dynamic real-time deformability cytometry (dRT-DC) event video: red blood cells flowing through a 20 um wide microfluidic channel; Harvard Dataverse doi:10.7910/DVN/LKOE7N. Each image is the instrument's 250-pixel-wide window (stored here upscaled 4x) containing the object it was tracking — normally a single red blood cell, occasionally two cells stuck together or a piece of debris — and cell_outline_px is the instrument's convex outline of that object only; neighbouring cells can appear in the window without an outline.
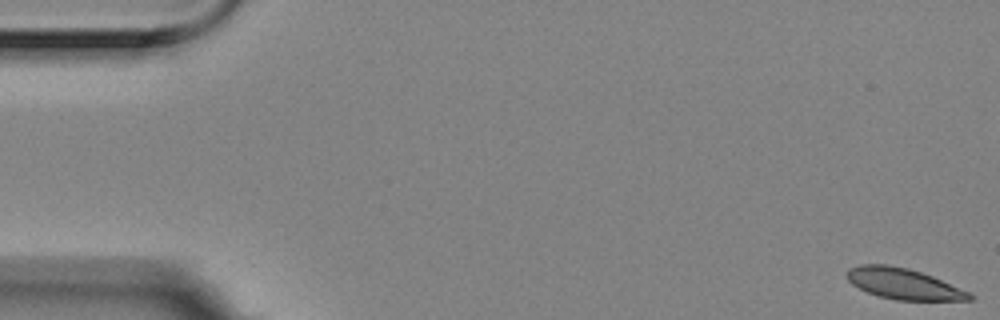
{"species": "Egyptian fruit bat (a non-hibernating species)", "species_latin": "Rousettus aegyptiacus", "temperature_condition": "room temperature", "stored_images_in_passage": 3, "camera_frame_rate_fps": 3000, "um_per_image_px": 0.085, "animal": {"sex": "female"}, "frame": {"image": 1, "passage_image": 1, "time_ms": 0.0, "image_size_px": [1000, 320], "cell_outline_px": [[972, 300], [896, 300], [876, 296], [852, 284], [848, 280], [848, 268], [860, 264], [888, 264], [908, 268], [932, 276], [968, 292], [972, 296]], "centroid_in_image_um": [76.75, 24.11], "position_along_channel_um": 8.2, "area_um2": 21.79}}